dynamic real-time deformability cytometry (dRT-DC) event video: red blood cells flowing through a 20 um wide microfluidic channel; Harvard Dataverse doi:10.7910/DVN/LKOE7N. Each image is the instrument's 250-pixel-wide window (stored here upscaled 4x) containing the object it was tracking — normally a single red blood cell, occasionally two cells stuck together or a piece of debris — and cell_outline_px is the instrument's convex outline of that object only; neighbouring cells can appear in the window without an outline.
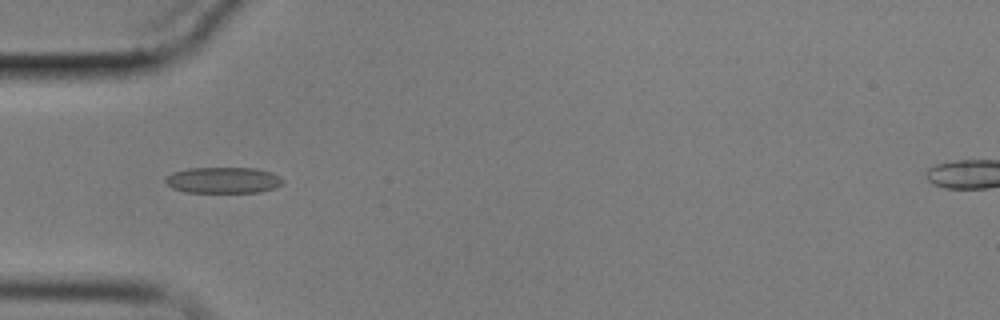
{"species": "common noctule bat (a hibernating species)", "species_latin": "Nyctalus noctula", "temperature_condition": "cold", "stored_images_in_passage": 6, "camera_frame_rate_fps": 3000, "um_per_image_px": 0.085, "animal": {"sex": "male", "body_mass_g": 17.9}, "frame": {"image": 1, "passage_image": 2, "time_ms": 1.0, "image_size_px": [1000, 320], "cell_outline_px": [[284, 180], [276, 188], [260, 192], [184, 192], [172, 188], [164, 180], [172, 172], [188, 168], [256, 168], [272, 172], [280, 176]], "centroid_in_image_um": [18.99, 15.31], "position_along_channel_um": 66.0, "area_um2": 17.92}}
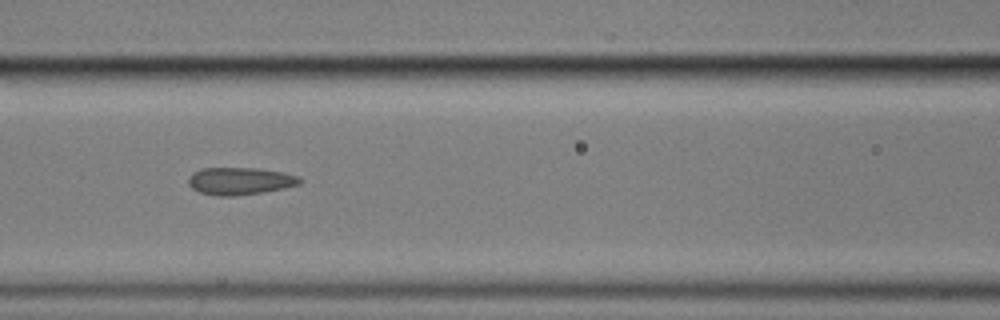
{"frame": {"image": 2, "passage_image": 4, "time_ms": 3.333, "image_size_px": [1000, 320], "cell_outline_px": [[304, 180], [300, 184], [284, 188], [264, 192], [236, 196], [216, 196], [200, 192], [192, 188], [188, 184], [188, 176], [192, 172], [204, 168], [260, 168], [284, 172], [300, 176]], "centroid_in_image_um": [20.43, 15.38], "position_along_channel_um": 146.2, "area_um2": 18.09}}
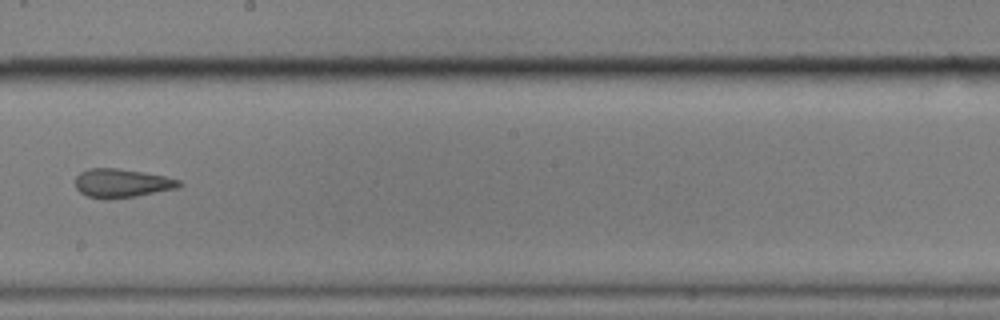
{"frame": {"image": 3, "passage_image": 6, "time_ms": 6.0, "image_size_px": [1000, 320], "cell_outline_px": [[184, 184], [180, 188], [136, 196], [104, 200], [88, 196], [80, 192], [76, 188], [76, 176], [80, 172], [88, 168], [116, 168], [144, 172], [164, 176], [180, 180]], "centroid_in_image_um": [10.38, 15.57], "position_along_channel_um": 237.8, "area_um2": 17.57}}